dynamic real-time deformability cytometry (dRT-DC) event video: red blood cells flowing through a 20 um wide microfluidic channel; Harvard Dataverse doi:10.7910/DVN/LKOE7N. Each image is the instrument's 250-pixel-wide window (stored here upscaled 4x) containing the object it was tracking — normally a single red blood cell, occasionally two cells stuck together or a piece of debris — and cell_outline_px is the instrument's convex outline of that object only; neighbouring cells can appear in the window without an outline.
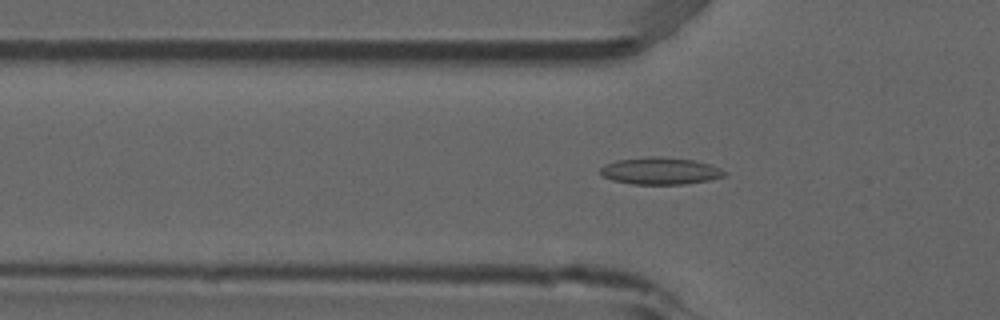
{"species": "common noctule bat (a hibernating species)", "species_latin": "Nyctalus noctula", "temperature_condition": "room temperature", "stored_images_in_passage": 52, "camera_frame_rate_fps": 3000, "um_per_image_px": 0.085, "animal": {"sex": "male", "forearm_length_mm": 52.5}, "frame": {"image": 1, "passage_image": 16, "time_ms": 5.0, "image_size_px": [1000, 320], "cell_outline_px": [[728, 172], [724, 176], [708, 180], [684, 184], [632, 184], [612, 180], [600, 176], [600, 168], [604, 164], [616, 160], [652, 156], [660, 156], [692, 160], [708, 164], [720, 168]], "centroid_in_image_um": [56.07, 14.53], "position_along_channel_um": 69.7, "area_um2": 19.59}}
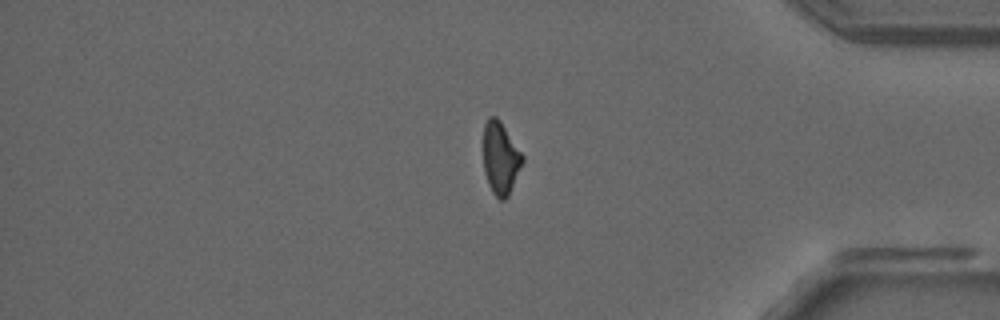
{"frame": {"image": 2, "passage_image": 43, "time_ms": 14.0, "image_size_px": [1000, 320], "cell_outline_px": [[524, 160], [508, 196], [504, 200], [500, 200], [492, 192], [488, 184], [484, 172], [484, 124], [488, 116], [496, 116], [500, 120], [524, 156]], "centroid_in_image_um": [42.54, 13.43], "position_along_channel_um": 392.7, "area_um2": 16.47}}
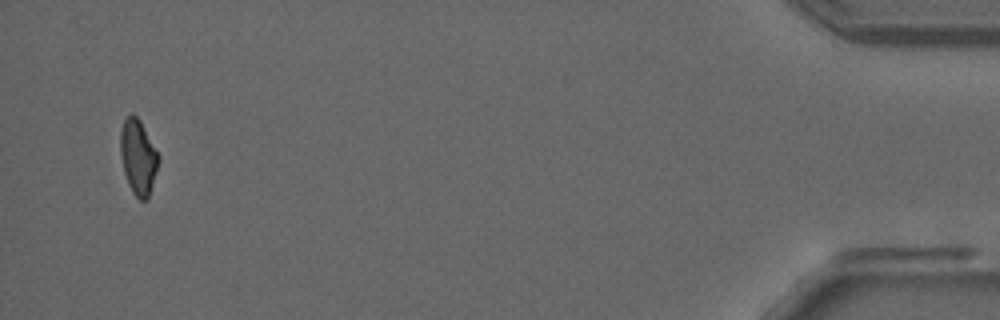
{"frame": {"image": 3, "passage_image": 50, "time_ms": 16.333, "image_size_px": [1000, 320], "cell_outline_px": [[160, 160], [148, 200], [140, 200], [132, 192], [128, 184], [124, 172], [120, 152], [120, 132], [124, 120], [132, 112], [140, 120], [160, 156]], "centroid_in_image_um": [11.75, 13.36], "position_along_channel_um": 423.4, "area_um2": 16.76}, "authors_computed_cell_mechanics": {"area_um2": 17.34, "velocity_mm_per_s": 3.8785, "shape_relaxation_time_tau1_ms": null, "shape_relaxation_time_tau2_ms": 3.1761, "deformation_change_tau1": null, "deformation_change_tau2": 0.085}}